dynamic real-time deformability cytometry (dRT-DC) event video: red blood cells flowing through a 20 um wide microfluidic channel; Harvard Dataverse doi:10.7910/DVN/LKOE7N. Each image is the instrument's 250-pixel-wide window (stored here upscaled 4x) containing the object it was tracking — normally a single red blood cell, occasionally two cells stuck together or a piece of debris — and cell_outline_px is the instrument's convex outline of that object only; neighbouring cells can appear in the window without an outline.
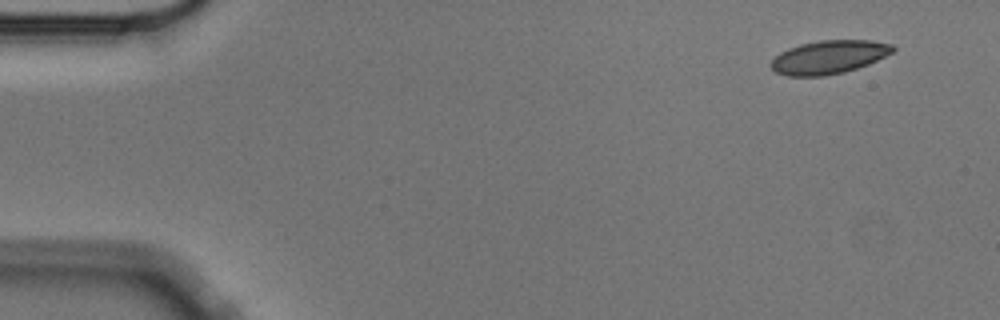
{"species": "Egyptian fruit bat (a non-hibernating species)", "species_latin": "Rousettus aegyptiacus", "temperature_condition": "cold", "stored_images_in_passage": 5, "segment_of_instrument_passage": [1, 2], "camera_frame_rate_fps": 3000, "um_per_image_px": 0.085, "animal": {"sex": "male"}, "frame": {"image": 1, "passage_image": 1, "time_ms": 0.0, "image_size_px": [1000, 320], "cell_outline_px": [[896, 48], [892, 52], [868, 64], [844, 72], [824, 76], [788, 76], [776, 72], [768, 64], [780, 52], [788, 48], [800, 44], [820, 40], [872, 40], [892, 44]], "centroid_in_image_um": [70.43, 4.85], "position_along_channel_um": 14.6, "area_um2": 23.7}}
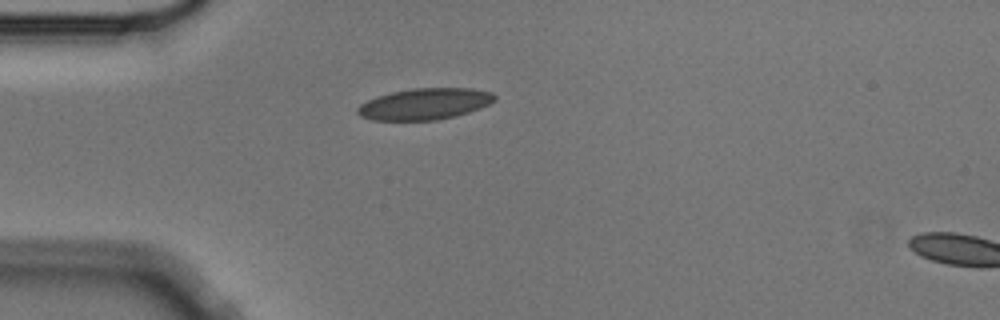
{"frame": {"image": 2, "passage_image": 4, "time_ms": 1.0, "image_size_px": [1000, 320], "cell_outline_px": [[496, 100], [480, 108], [468, 112], [436, 120], [372, 120], [360, 116], [356, 112], [356, 108], [360, 104], [376, 96], [392, 92], [412, 88], [472, 88], [492, 92], [496, 96]], "centroid_in_image_um": [36.08, 8.83], "position_along_channel_um": 48.9, "area_um2": 25.03}}